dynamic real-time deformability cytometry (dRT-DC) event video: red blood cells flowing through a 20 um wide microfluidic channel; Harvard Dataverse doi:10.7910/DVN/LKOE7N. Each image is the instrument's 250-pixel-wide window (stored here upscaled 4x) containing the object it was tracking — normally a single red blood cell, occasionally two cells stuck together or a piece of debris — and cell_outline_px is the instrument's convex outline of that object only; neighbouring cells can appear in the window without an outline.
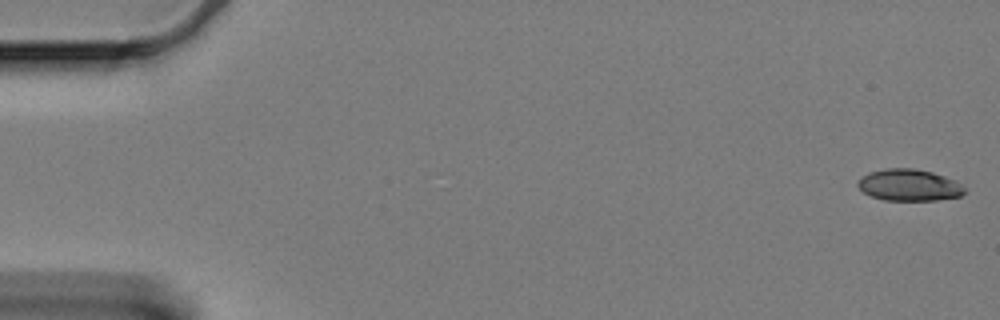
{"species": "Egyptian fruit bat (a non-hibernating species)", "species_latin": "Rousettus aegyptiacus", "temperature_condition": "cold", "stored_images_in_passage": 60, "camera_frame_rate_fps": 3000, "um_per_image_px": 0.085, "animal": {"sex": "female"}, "frame": {"image": 1, "passage_image": 1, "time_ms": 0.0, "image_size_px": [1000, 320], "cell_outline_px": [[964, 192], [960, 196], [936, 200], [884, 200], [872, 196], [864, 192], [856, 184], [868, 172], [884, 168], [916, 168], [932, 172], [956, 180], [964, 188]], "centroid_in_image_um": [77.28, 15.72], "position_along_channel_um": 7.7, "area_um2": 19.59}}
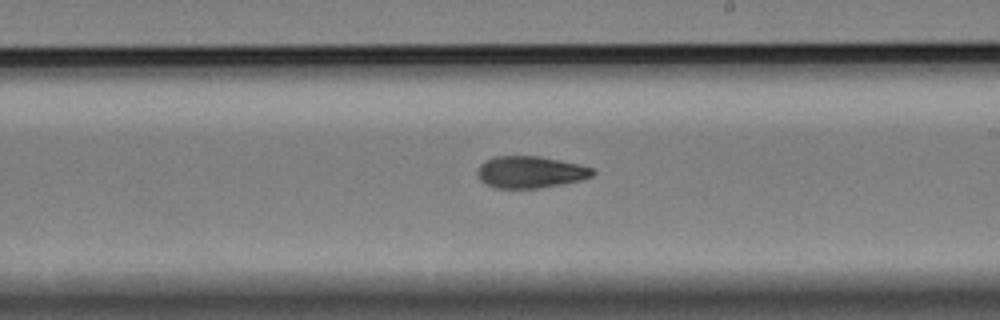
{"frame": {"image": 2, "passage_image": 35, "time_ms": 11.333, "image_size_px": [1000, 320], "cell_outline_px": [[596, 172], [592, 176], [580, 180], [560, 184], [536, 188], [496, 188], [480, 180], [476, 172], [480, 164], [496, 156], [540, 156], [576, 164], [592, 168]], "centroid_in_image_um": [45.06, 14.62], "position_along_channel_um": 243.9, "area_um2": 21.04}}
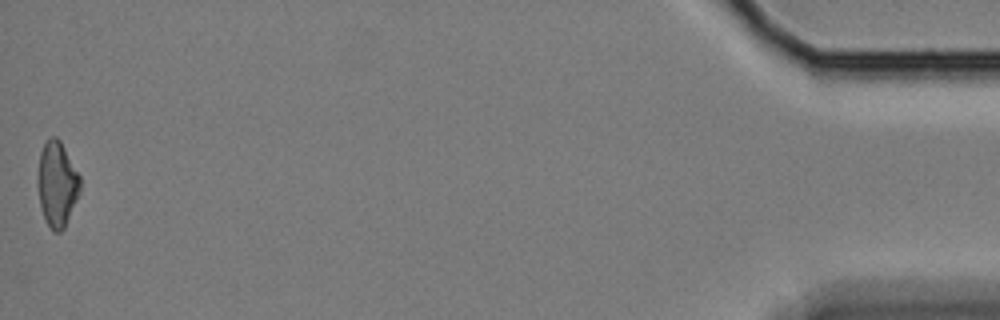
{"frame": {"image": 3, "passage_image": 60, "time_ms": 19.667, "image_size_px": [1000, 320], "cell_outline_px": [[80, 192], [64, 228], [60, 232], [52, 232], [44, 216], [40, 204], [36, 184], [36, 176], [40, 152], [44, 144], [52, 136], [56, 136], [60, 140], [80, 176]], "centroid_in_image_um": [4.83, 15.64], "position_along_channel_um": 430.4, "area_um2": 21.1}, "authors_computed_cell_mechanics": {"area_um2": 21.4438, "velocity_mm_per_s": 3.3256, "shape_relaxation_time_tau1_ms": 6.5892, "shape_relaxation_time_tau2_ms": 7.3259, "deformation_change_tau1": 0.1533, "deformation_change_tau2": 0.1427}}